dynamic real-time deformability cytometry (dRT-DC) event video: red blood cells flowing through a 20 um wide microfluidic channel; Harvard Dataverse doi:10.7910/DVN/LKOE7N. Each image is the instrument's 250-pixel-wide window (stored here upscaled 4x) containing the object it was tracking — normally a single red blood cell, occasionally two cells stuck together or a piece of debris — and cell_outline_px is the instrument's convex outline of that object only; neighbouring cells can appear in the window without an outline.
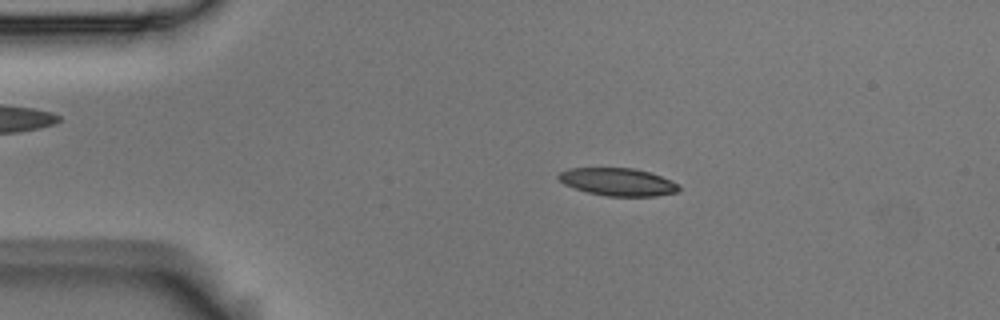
{"species": "Egyptian fruit bat (a non-hibernating species)", "species_latin": "Rousettus aegyptiacus", "temperature_condition": "room temperature", "stored_images_in_passage": 3, "camera_frame_rate_fps": 3000, "um_per_image_px": 0.085, "animal": {"sex": "male"}, "frame": {"image": 1, "passage_image": 1, "time_ms": 0.0, "image_size_px": [1000, 320], "cell_outline_px": [[680, 188], [676, 192], [656, 196], [604, 196], [588, 192], [564, 184], [556, 176], [560, 172], [568, 168], [632, 168], [648, 172], [672, 180], [680, 184]], "centroid_in_image_um": [52.52, 15.46], "position_along_channel_um": 32.5, "area_um2": 19.36}}
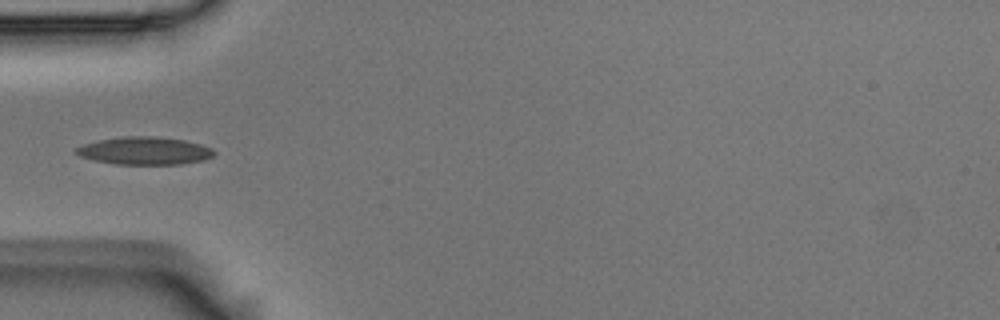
{"frame": {"image": 2, "passage_image": 3, "time_ms": 0.667, "image_size_px": [1000, 320], "cell_outline_px": [[216, 152], [212, 156], [204, 160], [180, 164], [116, 164], [96, 160], [80, 156], [72, 152], [76, 148], [84, 144], [100, 140], [120, 136], [156, 136], [184, 140], [200, 144], [212, 148]], "centroid_in_image_um": [12.3, 12.81], "position_along_channel_um": 72.7, "area_um2": 22.25}}